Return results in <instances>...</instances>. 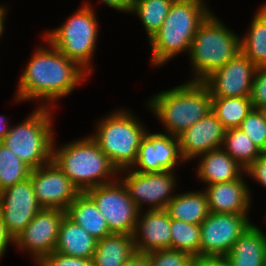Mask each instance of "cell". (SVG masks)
<instances>
[{
	"label": "cell",
	"mask_w": 266,
	"mask_h": 266,
	"mask_svg": "<svg viewBox=\"0 0 266 266\" xmlns=\"http://www.w3.org/2000/svg\"><path fill=\"white\" fill-rule=\"evenodd\" d=\"M66 211L60 209L42 208L27 225V227L14 238L20 249H27L35 256L38 263L42 258L54 252L59 227Z\"/></svg>",
	"instance_id": "13"
},
{
	"label": "cell",
	"mask_w": 266,
	"mask_h": 266,
	"mask_svg": "<svg viewBox=\"0 0 266 266\" xmlns=\"http://www.w3.org/2000/svg\"><path fill=\"white\" fill-rule=\"evenodd\" d=\"M5 12H6V9L3 7H0V37L4 31V26H3L4 21L3 20L5 18L4 15L6 14Z\"/></svg>",
	"instance_id": "42"
},
{
	"label": "cell",
	"mask_w": 266,
	"mask_h": 266,
	"mask_svg": "<svg viewBox=\"0 0 266 266\" xmlns=\"http://www.w3.org/2000/svg\"><path fill=\"white\" fill-rule=\"evenodd\" d=\"M248 189L242 176L236 180L208 185L205 194L210 212L246 214L251 203Z\"/></svg>",
	"instance_id": "19"
},
{
	"label": "cell",
	"mask_w": 266,
	"mask_h": 266,
	"mask_svg": "<svg viewBox=\"0 0 266 266\" xmlns=\"http://www.w3.org/2000/svg\"><path fill=\"white\" fill-rule=\"evenodd\" d=\"M165 210L171 219L196 225H200L210 214L204 191L176 194L167 204Z\"/></svg>",
	"instance_id": "25"
},
{
	"label": "cell",
	"mask_w": 266,
	"mask_h": 266,
	"mask_svg": "<svg viewBox=\"0 0 266 266\" xmlns=\"http://www.w3.org/2000/svg\"><path fill=\"white\" fill-rule=\"evenodd\" d=\"M124 266H149L148 253L135 251L125 262Z\"/></svg>",
	"instance_id": "38"
},
{
	"label": "cell",
	"mask_w": 266,
	"mask_h": 266,
	"mask_svg": "<svg viewBox=\"0 0 266 266\" xmlns=\"http://www.w3.org/2000/svg\"><path fill=\"white\" fill-rule=\"evenodd\" d=\"M222 146L244 169L263 154L240 128L226 130Z\"/></svg>",
	"instance_id": "28"
},
{
	"label": "cell",
	"mask_w": 266,
	"mask_h": 266,
	"mask_svg": "<svg viewBox=\"0 0 266 266\" xmlns=\"http://www.w3.org/2000/svg\"><path fill=\"white\" fill-rule=\"evenodd\" d=\"M3 123L5 124V120L3 119V117L0 116V142L3 140V138L7 135V133L9 132L10 128L6 127L4 128V126L2 127Z\"/></svg>",
	"instance_id": "41"
},
{
	"label": "cell",
	"mask_w": 266,
	"mask_h": 266,
	"mask_svg": "<svg viewBox=\"0 0 266 266\" xmlns=\"http://www.w3.org/2000/svg\"><path fill=\"white\" fill-rule=\"evenodd\" d=\"M195 266H230L225 256H200L195 259Z\"/></svg>",
	"instance_id": "37"
},
{
	"label": "cell",
	"mask_w": 266,
	"mask_h": 266,
	"mask_svg": "<svg viewBox=\"0 0 266 266\" xmlns=\"http://www.w3.org/2000/svg\"><path fill=\"white\" fill-rule=\"evenodd\" d=\"M149 266H195V257L187 252L162 249L148 253Z\"/></svg>",
	"instance_id": "33"
},
{
	"label": "cell",
	"mask_w": 266,
	"mask_h": 266,
	"mask_svg": "<svg viewBox=\"0 0 266 266\" xmlns=\"http://www.w3.org/2000/svg\"><path fill=\"white\" fill-rule=\"evenodd\" d=\"M11 241L14 242V239L5 228V225L0 215V258L6 251V247Z\"/></svg>",
	"instance_id": "39"
},
{
	"label": "cell",
	"mask_w": 266,
	"mask_h": 266,
	"mask_svg": "<svg viewBox=\"0 0 266 266\" xmlns=\"http://www.w3.org/2000/svg\"><path fill=\"white\" fill-rule=\"evenodd\" d=\"M112 8L120 11L130 12L133 4V0H101Z\"/></svg>",
	"instance_id": "40"
},
{
	"label": "cell",
	"mask_w": 266,
	"mask_h": 266,
	"mask_svg": "<svg viewBox=\"0 0 266 266\" xmlns=\"http://www.w3.org/2000/svg\"><path fill=\"white\" fill-rule=\"evenodd\" d=\"M31 168L0 142V191L30 177Z\"/></svg>",
	"instance_id": "30"
},
{
	"label": "cell",
	"mask_w": 266,
	"mask_h": 266,
	"mask_svg": "<svg viewBox=\"0 0 266 266\" xmlns=\"http://www.w3.org/2000/svg\"><path fill=\"white\" fill-rule=\"evenodd\" d=\"M244 172L252 175L259 183L266 187V153H263Z\"/></svg>",
	"instance_id": "36"
},
{
	"label": "cell",
	"mask_w": 266,
	"mask_h": 266,
	"mask_svg": "<svg viewBox=\"0 0 266 266\" xmlns=\"http://www.w3.org/2000/svg\"><path fill=\"white\" fill-rule=\"evenodd\" d=\"M174 178L172 171L147 173L132 171L125 178L123 177L121 182L139 210L144 202L149 203L150 209L153 210L165 209L174 197V195H170L175 186L176 179Z\"/></svg>",
	"instance_id": "15"
},
{
	"label": "cell",
	"mask_w": 266,
	"mask_h": 266,
	"mask_svg": "<svg viewBox=\"0 0 266 266\" xmlns=\"http://www.w3.org/2000/svg\"><path fill=\"white\" fill-rule=\"evenodd\" d=\"M239 128L262 153H266V120L262 110L253 108Z\"/></svg>",
	"instance_id": "32"
},
{
	"label": "cell",
	"mask_w": 266,
	"mask_h": 266,
	"mask_svg": "<svg viewBox=\"0 0 266 266\" xmlns=\"http://www.w3.org/2000/svg\"><path fill=\"white\" fill-rule=\"evenodd\" d=\"M249 31L240 39L241 53L257 68L266 67V5L254 16Z\"/></svg>",
	"instance_id": "26"
},
{
	"label": "cell",
	"mask_w": 266,
	"mask_h": 266,
	"mask_svg": "<svg viewBox=\"0 0 266 266\" xmlns=\"http://www.w3.org/2000/svg\"><path fill=\"white\" fill-rule=\"evenodd\" d=\"M39 266H93L92 259L68 256L53 252L38 262Z\"/></svg>",
	"instance_id": "35"
},
{
	"label": "cell",
	"mask_w": 266,
	"mask_h": 266,
	"mask_svg": "<svg viewBox=\"0 0 266 266\" xmlns=\"http://www.w3.org/2000/svg\"><path fill=\"white\" fill-rule=\"evenodd\" d=\"M152 97L151 109L174 137L205 117L212 108L211 92L201 81H190Z\"/></svg>",
	"instance_id": "2"
},
{
	"label": "cell",
	"mask_w": 266,
	"mask_h": 266,
	"mask_svg": "<svg viewBox=\"0 0 266 266\" xmlns=\"http://www.w3.org/2000/svg\"><path fill=\"white\" fill-rule=\"evenodd\" d=\"M174 0H133L130 12L141 18L150 39L163 25Z\"/></svg>",
	"instance_id": "29"
},
{
	"label": "cell",
	"mask_w": 266,
	"mask_h": 266,
	"mask_svg": "<svg viewBox=\"0 0 266 266\" xmlns=\"http://www.w3.org/2000/svg\"><path fill=\"white\" fill-rule=\"evenodd\" d=\"M225 257L230 266H266V236L250 224Z\"/></svg>",
	"instance_id": "20"
},
{
	"label": "cell",
	"mask_w": 266,
	"mask_h": 266,
	"mask_svg": "<svg viewBox=\"0 0 266 266\" xmlns=\"http://www.w3.org/2000/svg\"><path fill=\"white\" fill-rule=\"evenodd\" d=\"M253 78L250 95L253 108L263 110L266 108V67H258Z\"/></svg>",
	"instance_id": "34"
},
{
	"label": "cell",
	"mask_w": 266,
	"mask_h": 266,
	"mask_svg": "<svg viewBox=\"0 0 266 266\" xmlns=\"http://www.w3.org/2000/svg\"><path fill=\"white\" fill-rule=\"evenodd\" d=\"M171 249L180 250L200 257L201 227L171 219Z\"/></svg>",
	"instance_id": "31"
},
{
	"label": "cell",
	"mask_w": 266,
	"mask_h": 266,
	"mask_svg": "<svg viewBox=\"0 0 266 266\" xmlns=\"http://www.w3.org/2000/svg\"><path fill=\"white\" fill-rule=\"evenodd\" d=\"M263 113H264V117H265V120H266V108L262 110Z\"/></svg>",
	"instance_id": "43"
},
{
	"label": "cell",
	"mask_w": 266,
	"mask_h": 266,
	"mask_svg": "<svg viewBox=\"0 0 266 266\" xmlns=\"http://www.w3.org/2000/svg\"><path fill=\"white\" fill-rule=\"evenodd\" d=\"M30 179L36 199L42 208L66 211L80 193L53 161L31 170Z\"/></svg>",
	"instance_id": "11"
},
{
	"label": "cell",
	"mask_w": 266,
	"mask_h": 266,
	"mask_svg": "<svg viewBox=\"0 0 266 266\" xmlns=\"http://www.w3.org/2000/svg\"><path fill=\"white\" fill-rule=\"evenodd\" d=\"M200 156L202 158L198 166V177L209 185L236 180L245 170L222 147Z\"/></svg>",
	"instance_id": "22"
},
{
	"label": "cell",
	"mask_w": 266,
	"mask_h": 266,
	"mask_svg": "<svg viewBox=\"0 0 266 266\" xmlns=\"http://www.w3.org/2000/svg\"><path fill=\"white\" fill-rule=\"evenodd\" d=\"M92 138L118 171L134 166L142 138L147 132L127 111H116L99 121Z\"/></svg>",
	"instance_id": "6"
},
{
	"label": "cell",
	"mask_w": 266,
	"mask_h": 266,
	"mask_svg": "<svg viewBox=\"0 0 266 266\" xmlns=\"http://www.w3.org/2000/svg\"><path fill=\"white\" fill-rule=\"evenodd\" d=\"M139 218L133 233L137 252L150 253L171 249V218L165 209H149L141 219ZM140 232L141 241V238H138Z\"/></svg>",
	"instance_id": "18"
},
{
	"label": "cell",
	"mask_w": 266,
	"mask_h": 266,
	"mask_svg": "<svg viewBox=\"0 0 266 266\" xmlns=\"http://www.w3.org/2000/svg\"><path fill=\"white\" fill-rule=\"evenodd\" d=\"M57 150L52 148V161L80 192L114 182L106 179V177L115 175L114 173H118V169L92 137L71 142V144H66L62 149Z\"/></svg>",
	"instance_id": "4"
},
{
	"label": "cell",
	"mask_w": 266,
	"mask_h": 266,
	"mask_svg": "<svg viewBox=\"0 0 266 266\" xmlns=\"http://www.w3.org/2000/svg\"><path fill=\"white\" fill-rule=\"evenodd\" d=\"M66 216L96 240L111 234L106 219L86 192H80L76 196L66 209Z\"/></svg>",
	"instance_id": "23"
},
{
	"label": "cell",
	"mask_w": 266,
	"mask_h": 266,
	"mask_svg": "<svg viewBox=\"0 0 266 266\" xmlns=\"http://www.w3.org/2000/svg\"><path fill=\"white\" fill-rule=\"evenodd\" d=\"M50 49L36 50L19 81L16 100L55 99L74 90L87 72L51 43Z\"/></svg>",
	"instance_id": "1"
},
{
	"label": "cell",
	"mask_w": 266,
	"mask_h": 266,
	"mask_svg": "<svg viewBox=\"0 0 266 266\" xmlns=\"http://www.w3.org/2000/svg\"><path fill=\"white\" fill-rule=\"evenodd\" d=\"M257 67L241 52L203 82L212 97L250 96Z\"/></svg>",
	"instance_id": "14"
},
{
	"label": "cell",
	"mask_w": 266,
	"mask_h": 266,
	"mask_svg": "<svg viewBox=\"0 0 266 266\" xmlns=\"http://www.w3.org/2000/svg\"><path fill=\"white\" fill-rule=\"evenodd\" d=\"M88 5L81 7L64 25L49 32L45 38L67 58L91 72L88 65L93 56L98 27L95 13Z\"/></svg>",
	"instance_id": "8"
},
{
	"label": "cell",
	"mask_w": 266,
	"mask_h": 266,
	"mask_svg": "<svg viewBox=\"0 0 266 266\" xmlns=\"http://www.w3.org/2000/svg\"><path fill=\"white\" fill-rule=\"evenodd\" d=\"M253 109L250 96L212 97L211 111L226 130L239 128L241 122Z\"/></svg>",
	"instance_id": "27"
},
{
	"label": "cell",
	"mask_w": 266,
	"mask_h": 266,
	"mask_svg": "<svg viewBox=\"0 0 266 266\" xmlns=\"http://www.w3.org/2000/svg\"><path fill=\"white\" fill-rule=\"evenodd\" d=\"M41 209L30 177L0 191V215L13 239L27 227Z\"/></svg>",
	"instance_id": "12"
},
{
	"label": "cell",
	"mask_w": 266,
	"mask_h": 266,
	"mask_svg": "<svg viewBox=\"0 0 266 266\" xmlns=\"http://www.w3.org/2000/svg\"><path fill=\"white\" fill-rule=\"evenodd\" d=\"M226 129L210 111L178 136L183 161L202 155L223 145Z\"/></svg>",
	"instance_id": "17"
},
{
	"label": "cell",
	"mask_w": 266,
	"mask_h": 266,
	"mask_svg": "<svg viewBox=\"0 0 266 266\" xmlns=\"http://www.w3.org/2000/svg\"><path fill=\"white\" fill-rule=\"evenodd\" d=\"M118 183L115 180V183L92 187L85 192L106 219L111 233L133 236L140 210L129 197L125 185Z\"/></svg>",
	"instance_id": "9"
},
{
	"label": "cell",
	"mask_w": 266,
	"mask_h": 266,
	"mask_svg": "<svg viewBox=\"0 0 266 266\" xmlns=\"http://www.w3.org/2000/svg\"><path fill=\"white\" fill-rule=\"evenodd\" d=\"M250 224L247 214L210 212L200 224V256H226Z\"/></svg>",
	"instance_id": "10"
},
{
	"label": "cell",
	"mask_w": 266,
	"mask_h": 266,
	"mask_svg": "<svg viewBox=\"0 0 266 266\" xmlns=\"http://www.w3.org/2000/svg\"><path fill=\"white\" fill-rule=\"evenodd\" d=\"M97 241L85 229L65 215L60 223L54 252L78 258L92 259Z\"/></svg>",
	"instance_id": "21"
},
{
	"label": "cell",
	"mask_w": 266,
	"mask_h": 266,
	"mask_svg": "<svg viewBox=\"0 0 266 266\" xmlns=\"http://www.w3.org/2000/svg\"><path fill=\"white\" fill-rule=\"evenodd\" d=\"M135 251L132 235L111 233L97 241L93 266H124Z\"/></svg>",
	"instance_id": "24"
},
{
	"label": "cell",
	"mask_w": 266,
	"mask_h": 266,
	"mask_svg": "<svg viewBox=\"0 0 266 266\" xmlns=\"http://www.w3.org/2000/svg\"><path fill=\"white\" fill-rule=\"evenodd\" d=\"M203 0H174L162 27L149 39L152 63L162 65L181 51L191 48L199 26L211 14Z\"/></svg>",
	"instance_id": "3"
},
{
	"label": "cell",
	"mask_w": 266,
	"mask_h": 266,
	"mask_svg": "<svg viewBox=\"0 0 266 266\" xmlns=\"http://www.w3.org/2000/svg\"><path fill=\"white\" fill-rule=\"evenodd\" d=\"M222 24L210 14L199 26L190 48L191 64L197 73L192 81L203 82L241 52L240 37Z\"/></svg>",
	"instance_id": "5"
},
{
	"label": "cell",
	"mask_w": 266,
	"mask_h": 266,
	"mask_svg": "<svg viewBox=\"0 0 266 266\" xmlns=\"http://www.w3.org/2000/svg\"><path fill=\"white\" fill-rule=\"evenodd\" d=\"M183 161L179 150L178 137L162 133H145L142 138L134 166L136 172L172 171L177 161Z\"/></svg>",
	"instance_id": "16"
},
{
	"label": "cell",
	"mask_w": 266,
	"mask_h": 266,
	"mask_svg": "<svg viewBox=\"0 0 266 266\" xmlns=\"http://www.w3.org/2000/svg\"><path fill=\"white\" fill-rule=\"evenodd\" d=\"M50 114L43 105L29 118L10 128L3 143L32 170L52 161L54 146Z\"/></svg>",
	"instance_id": "7"
}]
</instances>
